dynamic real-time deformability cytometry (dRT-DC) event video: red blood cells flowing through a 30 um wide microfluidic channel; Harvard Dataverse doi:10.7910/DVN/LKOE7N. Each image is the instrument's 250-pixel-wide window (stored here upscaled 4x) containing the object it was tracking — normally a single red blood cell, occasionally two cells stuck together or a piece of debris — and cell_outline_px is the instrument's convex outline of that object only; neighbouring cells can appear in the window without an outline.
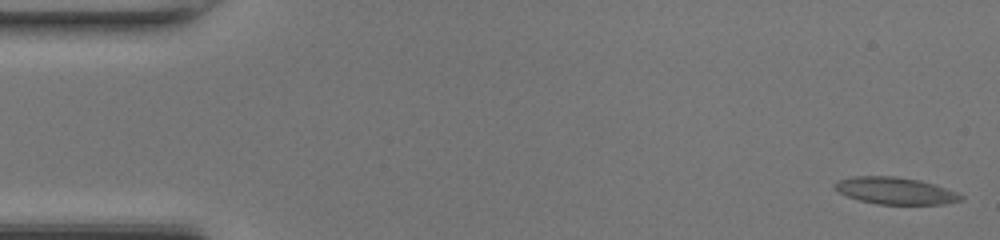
{"species": "common noctule bat (a hibernating species)", "species_latin": "Nyctalus noctula", "temperature_condition": "room temperature", "stored_images_in_passage": 47, "camera_frame_rate_fps": 3000, "um_per_image_px": 0.085, "animal": {"sex": "female", "body_mass_g": 17.0, "forearm_length_mm": 48.0}, "frame": {"image": 1, "passage_image": 1, "time_ms": 0.0, "image_size_px": [1000, 240], "cell_outline_px": [[964, 200], [944, 204], [876, 204], [860, 200], [848, 196], [832, 188], [832, 184], [836, 180], [852, 176], [896, 176], [920, 180], [956, 192], [964, 196]], "centroid_in_image_um": [76.06, 16.21], "position_along_channel_um": 8.9, "area_um2": 19.88}}
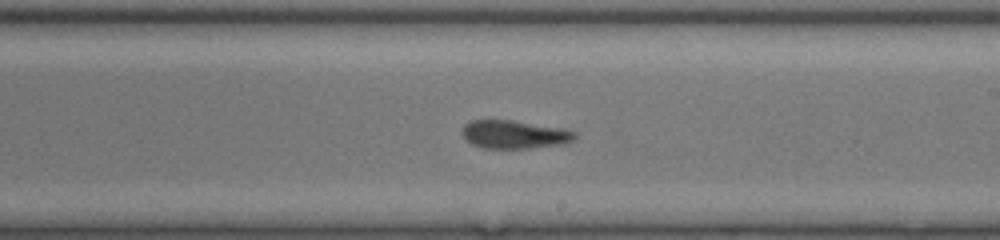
{"frame": {"image": 2, "passage_image": 27, "time_ms": 8.667, "image_size_px": [1000, 240], "cell_outline_px": [[576, 136], [572, 140], [560, 144], [528, 148], [484, 148], [472, 144], [464, 140], [464, 124], [472, 120], [512, 120], [564, 128], [576, 132]], "centroid_in_image_um": [43.71, 11.42], "position_along_channel_um": 245.3, "area_um2": 18.38}}
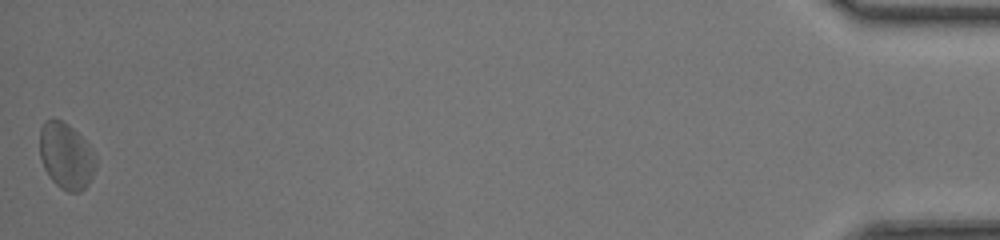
{"frame": {"image": 3, "passage_image": 47, "time_ms": 15.333, "image_size_px": [1000, 240], "cell_outline_px": [[96, 168], [88, 184], [80, 192], [68, 192], [60, 188], [48, 176], [44, 168], [40, 156], [40, 128], [44, 120], [60, 120], [68, 124], [88, 144], [96, 156]], "centroid_in_image_um": [5.62, 13.28], "position_along_channel_um": 429.6, "area_um2": 21.56}, "authors_computed_cell_mechanics": {"area_um2": 19.2474, "velocity_mm_per_s": 4.339, "shape_relaxation_time_tau1_ms": null, "shape_relaxation_time_tau2_ms": 2.721, "deformation_change_tau1": null, "deformation_change_tau2": 0.0922}}